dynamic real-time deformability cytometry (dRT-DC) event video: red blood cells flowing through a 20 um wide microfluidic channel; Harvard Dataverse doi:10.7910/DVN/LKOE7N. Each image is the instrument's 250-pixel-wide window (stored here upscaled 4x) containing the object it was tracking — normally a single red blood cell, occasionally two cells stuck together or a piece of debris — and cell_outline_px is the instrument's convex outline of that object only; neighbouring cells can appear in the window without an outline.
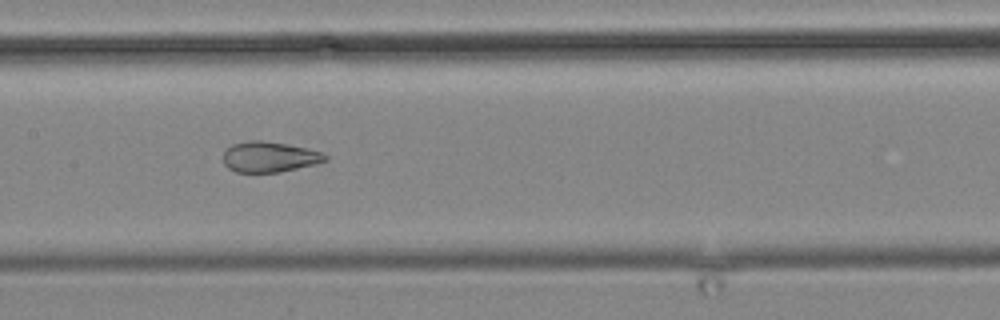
{"species": "common noctule bat (a hibernating species)", "species_latin": "Nyctalus noctula", "temperature_condition": "cold", "stored_images_in_passage": 13, "camera_frame_rate_fps": 3000, "um_per_image_px": 0.085, "animal": {"sex": "male", "body_mass_g": 19.2, "forearm_length_mm": 51.8}, "frame": {"image": 1, "passage_image": 13, "time_ms": 14.0, "image_size_px": [1000, 320], "cell_outline_px": [[328, 160], [316, 164], [280, 172], [236, 172], [228, 168], [224, 164], [224, 152], [232, 144], [252, 140], [260, 140], [284, 144], [304, 148], [320, 152], [328, 156]], "centroid_in_image_um": [22.89, 13.35], "position_along_channel_um": 184.5, "area_um2": 17.92}}